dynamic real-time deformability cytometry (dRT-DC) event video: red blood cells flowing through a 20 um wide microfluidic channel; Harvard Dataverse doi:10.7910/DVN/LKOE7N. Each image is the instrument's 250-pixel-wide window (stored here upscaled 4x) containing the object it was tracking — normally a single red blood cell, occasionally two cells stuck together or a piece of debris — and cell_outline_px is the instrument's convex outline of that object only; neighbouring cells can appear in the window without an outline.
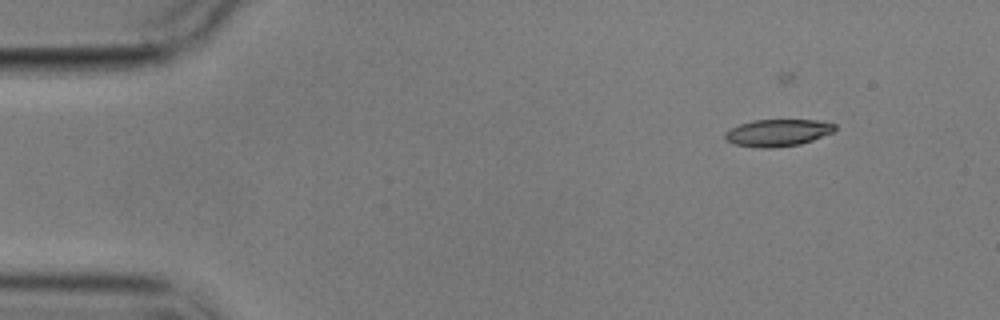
{"species": "common noctule bat (a hibernating species)", "species_latin": "Nyctalus noctula", "temperature_condition": "cold", "stored_images_in_passage": 3, "camera_frame_rate_fps": 3000, "um_per_image_px": 0.085, "animal": {"sex": "male", "body_mass_g": 17.9}, "frame": {"image": 1, "passage_image": 1, "time_ms": 0.0, "image_size_px": [1000, 320], "cell_outline_px": [[836, 128], [832, 132], [812, 140], [800, 144], [772, 148], [764, 148], [736, 144], [724, 140], [724, 132], [740, 124], [752, 120], [816, 120], [836, 124]], "centroid_in_image_um": [66.09, 11.28], "position_along_channel_um": 18.9, "area_um2": 17.17}}